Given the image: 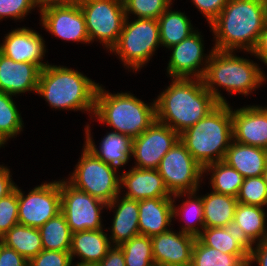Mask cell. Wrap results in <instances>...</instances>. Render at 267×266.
<instances>
[{"label": "cell", "mask_w": 267, "mask_h": 266, "mask_svg": "<svg viewBox=\"0 0 267 266\" xmlns=\"http://www.w3.org/2000/svg\"><path fill=\"white\" fill-rule=\"evenodd\" d=\"M157 96L156 120L178 134L206 117L219 103L205 88L202 79L172 78Z\"/></svg>", "instance_id": "cell-1"}, {"label": "cell", "mask_w": 267, "mask_h": 266, "mask_svg": "<svg viewBox=\"0 0 267 266\" xmlns=\"http://www.w3.org/2000/svg\"><path fill=\"white\" fill-rule=\"evenodd\" d=\"M263 0H229L209 25L215 35L214 50L252 52L264 30Z\"/></svg>", "instance_id": "cell-2"}, {"label": "cell", "mask_w": 267, "mask_h": 266, "mask_svg": "<svg viewBox=\"0 0 267 266\" xmlns=\"http://www.w3.org/2000/svg\"><path fill=\"white\" fill-rule=\"evenodd\" d=\"M98 87L99 83L78 70L48 64L40 71L37 94L55 110H83L82 112H89L95 117Z\"/></svg>", "instance_id": "cell-3"}, {"label": "cell", "mask_w": 267, "mask_h": 266, "mask_svg": "<svg viewBox=\"0 0 267 266\" xmlns=\"http://www.w3.org/2000/svg\"><path fill=\"white\" fill-rule=\"evenodd\" d=\"M250 60L236 56L235 51H212L202 81L219 104H227V100L218 87H223L231 95L247 96L264 84L263 70Z\"/></svg>", "instance_id": "cell-4"}, {"label": "cell", "mask_w": 267, "mask_h": 266, "mask_svg": "<svg viewBox=\"0 0 267 266\" xmlns=\"http://www.w3.org/2000/svg\"><path fill=\"white\" fill-rule=\"evenodd\" d=\"M179 140L202 167L223 161L233 140L231 106L219 104L206 117L179 134Z\"/></svg>", "instance_id": "cell-5"}, {"label": "cell", "mask_w": 267, "mask_h": 266, "mask_svg": "<svg viewBox=\"0 0 267 266\" xmlns=\"http://www.w3.org/2000/svg\"><path fill=\"white\" fill-rule=\"evenodd\" d=\"M143 102L130 92L112 94L99 85L94 115L97 120L132 139L138 137L156 120V103Z\"/></svg>", "instance_id": "cell-6"}, {"label": "cell", "mask_w": 267, "mask_h": 266, "mask_svg": "<svg viewBox=\"0 0 267 266\" xmlns=\"http://www.w3.org/2000/svg\"><path fill=\"white\" fill-rule=\"evenodd\" d=\"M125 18L117 44L111 49L123 62L124 67L138 71L151 59L161 45L158 19Z\"/></svg>", "instance_id": "cell-7"}, {"label": "cell", "mask_w": 267, "mask_h": 266, "mask_svg": "<svg viewBox=\"0 0 267 266\" xmlns=\"http://www.w3.org/2000/svg\"><path fill=\"white\" fill-rule=\"evenodd\" d=\"M79 160L70 179H66L70 185L106 204L113 201L122 192L120 175L113 171L108 164L102 162L85 144Z\"/></svg>", "instance_id": "cell-8"}, {"label": "cell", "mask_w": 267, "mask_h": 266, "mask_svg": "<svg viewBox=\"0 0 267 266\" xmlns=\"http://www.w3.org/2000/svg\"><path fill=\"white\" fill-rule=\"evenodd\" d=\"M90 42L99 41L110 50L117 44L125 21L121 0H79ZM98 39V40H97Z\"/></svg>", "instance_id": "cell-9"}, {"label": "cell", "mask_w": 267, "mask_h": 266, "mask_svg": "<svg viewBox=\"0 0 267 266\" xmlns=\"http://www.w3.org/2000/svg\"><path fill=\"white\" fill-rule=\"evenodd\" d=\"M157 170L171 195L198 190L204 174V167L180 140L164 155Z\"/></svg>", "instance_id": "cell-10"}, {"label": "cell", "mask_w": 267, "mask_h": 266, "mask_svg": "<svg viewBox=\"0 0 267 266\" xmlns=\"http://www.w3.org/2000/svg\"><path fill=\"white\" fill-rule=\"evenodd\" d=\"M61 213L65 216L72 233L103 229L101 211L107 204L80 191L65 179L60 180Z\"/></svg>", "instance_id": "cell-11"}, {"label": "cell", "mask_w": 267, "mask_h": 266, "mask_svg": "<svg viewBox=\"0 0 267 266\" xmlns=\"http://www.w3.org/2000/svg\"><path fill=\"white\" fill-rule=\"evenodd\" d=\"M60 212V180L41 183L27 195L18 187L19 224L39 228Z\"/></svg>", "instance_id": "cell-12"}, {"label": "cell", "mask_w": 267, "mask_h": 266, "mask_svg": "<svg viewBox=\"0 0 267 266\" xmlns=\"http://www.w3.org/2000/svg\"><path fill=\"white\" fill-rule=\"evenodd\" d=\"M179 140V134L157 120L133 139L132 157L138 169H158L161 159Z\"/></svg>", "instance_id": "cell-13"}, {"label": "cell", "mask_w": 267, "mask_h": 266, "mask_svg": "<svg viewBox=\"0 0 267 266\" xmlns=\"http://www.w3.org/2000/svg\"><path fill=\"white\" fill-rule=\"evenodd\" d=\"M202 35L195 30L191 35L173 45L168 61L167 73L172 78L202 79L214 48L210 53L204 54ZM207 55V56H206ZM204 59V60H203ZM204 64V67H203ZM202 65V66H201ZM201 67V68H200Z\"/></svg>", "instance_id": "cell-14"}, {"label": "cell", "mask_w": 267, "mask_h": 266, "mask_svg": "<svg viewBox=\"0 0 267 266\" xmlns=\"http://www.w3.org/2000/svg\"><path fill=\"white\" fill-rule=\"evenodd\" d=\"M41 24L52 35L65 41L89 43L85 17L78 2L54 6L40 12Z\"/></svg>", "instance_id": "cell-15"}, {"label": "cell", "mask_w": 267, "mask_h": 266, "mask_svg": "<svg viewBox=\"0 0 267 266\" xmlns=\"http://www.w3.org/2000/svg\"><path fill=\"white\" fill-rule=\"evenodd\" d=\"M43 37L28 27L17 28L6 34L0 44V52L15 62L36 64L41 70L49 63H44L46 45Z\"/></svg>", "instance_id": "cell-16"}, {"label": "cell", "mask_w": 267, "mask_h": 266, "mask_svg": "<svg viewBox=\"0 0 267 266\" xmlns=\"http://www.w3.org/2000/svg\"><path fill=\"white\" fill-rule=\"evenodd\" d=\"M194 236L169 230L151 237L155 266H190Z\"/></svg>", "instance_id": "cell-17"}, {"label": "cell", "mask_w": 267, "mask_h": 266, "mask_svg": "<svg viewBox=\"0 0 267 266\" xmlns=\"http://www.w3.org/2000/svg\"><path fill=\"white\" fill-rule=\"evenodd\" d=\"M233 140L267 149V112L263 106L232 109Z\"/></svg>", "instance_id": "cell-18"}, {"label": "cell", "mask_w": 267, "mask_h": 266, "mask_svg": "<svg viewBox=\"0 0 267 266\" xmlns=\"http://www.w3.org/2000/svg\"><path fill=\"white\" fill-rule=\"evenodd\" d=\"M41 69L29 62H15L0 52V92L17 95L37 93Z\"/></svg>", "instance_id": "cell-19"}, {"label": "cell", "mask_w": 267, "mask_h": 266, "mask_svg": "<svg viewBox=\"0 0 267 266\" xmlns=\"http://www.w3.org/2000/svg\"><path fill=\"white\" fill-rule=\"evenodd\" d=\"M123 187L128 190L124 197L134 200L172 198L157 169L132 167L128 172L123 171L120 176V189Z\"/></svg>", "instance_id": "cell-20"}, {"label": "cell", "mask_w": 267, "mask_h": 266, "mask_svg": "<svg viewBox=\"0 0 267 266\" xmlns=\"http://www.w3.org/2000/svg\"><path fill=\"white\" fill-rule=\"evenodd\" d=\"M197 239L206 246L233 255H249L254 247L234 220L226 227H205Z\"/></svg>", "instance_id": "cell-21"}, {"label": "cell", "mask_w": 267, "mask_h": 266, "mask_svg": "<svg viewBox=\"0 0 267 266\" xmlns=\"http://www.w3.org/2000/svg\"><path fill=\"white\" fill-rule=\"evenodd\" d=\"M85 145L93 152L102 162L108 164V166L118 172V167L126 165L132 156L133 139L130 136L123 135L117 132L107 133L101 143H99V150L91 136L90 126H85Z\"/></svg>", "instance_id": "cell-22"}, {"label": "cell", "mask_w": 267, "mask_h": 266, "mask_svg": "<svg viewBox=\"0 0 267 266\" xmlns=\"http://www.w3.org/2000/svg\"><path fill=\"white\" fill-rule=\"evenodd\" d=\"M120 196L118 194L113 201L107 204L106 208L115 210L110 229L112 233L111 236L109 235V239L113 243L112 246H120L140 234L138 200L124 196L120 199Z\"/></svg>", "instance_id": "cell-23"}, {"label": "cell", "mask_w": 267, "mask_h": 266, "mask_svg": "<svg viewBox=\"0 0 267 266\" xmlns=\"http://www.w3.org/2000/svg\"><path fill=\"white\" fill-rule=\"evenodd\" d=\"M172 202V198L138 200L140 235L152 237L170 230L168 228L174 218Z\"/></svg>", "instance_id": "cell-24"}, {"label": "cell", "mask_w": 267, "mask_h": 266, "mask_svg": "<svg viewBox=\"0 0 267 266\" xmlns=\"http://www.w3.org/2000/svg\"><path fill=\"white\" fill-rule=\"evenodd\" d=\"M223 161L244 178L262 176L267 164V149L232 140Z\"/></svg>", "instance_id": "cell-25"}, {"label": "cell", "mask_w": 267, "mask_h": 266, "mask_svg": "<svg viewBox=\"0 0 267 266\" xmlns=\"http://www.w3.org/2000/svg\"><path fill=\"white\" fill-rule=\"evenodd\" d=\"M111 247L110 239L103 229L86 230L72 233L69 253L72 261L77 256L81 259L79 263L98 264Z\"/></svg>", "instance_id": "cell-26"}, {"label": "cell", "mask_w": 267, "mask_h": 266, "mask_svg": "<svg viewBox=\"0 0 267 266\" xmlns=\"http://www.w3.org/2000/svg\"><path fill=\"white\" fill-rule=\"evenodd\" d=\"M205 227H226L234 220L236 197L211 191L202 196Z\"/></svg>", "instance_id": "cell-27"}, {"label": "cell", "mask_w": 267, "mask_h": 266, "mask_svg": "<svg viewBox=\"0 0 267 266\" xmlns=\"http://www.w3.org/2000/svg\"><path fill=\"white\" fill-rule=\"evenodd\" d=\"M171 8L170 5L158 18L161 46L166 48L179 44L195 31L185 13Z\"/></svg>", "instance_id": "cell-28"}, {"label": "cell", "mask_w": 267, "mask_h": 266, "mask_svg": "<svg viewBox=\"0 0 267 266\" xmlns=\"http://www.w3.org/2000/svg\"><path fill=\"white\" fill-rule=\"evenodd\" d=\"M196 193L197 190L193 192H180L172 195L173 217L177 218V216H183V221L188 219L187 221H185V226H183L180 231L182 233L194 236L195 238H197L200 235L201 230L205 228L202 196H196ZM184 195L187 196L188 199L182 201L183 203L181 204V206L177 207L174 204L175 200H177L176 198L179 199L180 196L183 197ZM197 225L200 227H198Z\"/></svg>", "instance_id": "cell-29"}, {"label": "cell", "mask_w": 267, "mask_h": 266, "mask_svg": "<svg viewBox=\"0 0 267 266\" xmlns=\"http://www.w3.org/2000/svg\"><path fill=\"white\" fill-rule=\"evenodd\" d=\"M6 247L14 249L21 256L30 260L43 250L38 228L16 224L0 238Z\"/></svg>", "instance_id": "cell-30"}, {"label": "cell", "mask_w": 267, "mask_h": 266, "mask_svg": "<svg viewBox=\"0 0 267 266\" xmlns=\"http://www.w3.org/2000/svg\"><path fill=\"white\" fill-rule=\"evenodd\" d=\"M266 217L263 207L238 202L234 221L253 243H260L267 241Z\"/></svg>", "instance_id": "cell-31"}, {"label": "cell", "mask_w": 267, "mask_h": 266, "mask_svg": "<svg viewBox=\"0 0 267 266\" xmlns=\"http://www.w3.org/2000/svg\"><path fill=\"white\" fill-rule=\"evenodd\" d=\"M43 250L70 251L72 232L60 212L38 228Z\"/></svg>", "instance_id": "cell-32"}, {"label": "cell", "mask_w": 267, "mask_h": 266, "mask_svg": "<svg viewBox=\"0 0 267 266\" xmlns=\"http://www.w3.org/2000/svg\"><path fill=\"white\" fill-rule=\"evenodd\" d=\"M211 172L212 191L237 197L244 177L224 161L210 163L204 167V173Z\"/></svg>", "instance_id": "cell-33"}, {"label": "cell", "mask_w": 267, "mask_h": 266, "mask_svg": "<svg viewBox=\"0 0 267 266\" xmlns=\"http://www.w3.org/2000/svg\"><path fill=\"white\" fill-rule=\"evenodd\" d=\"M249 255L223 253L202 244L197 238L193 246L191 266H248Z\"/></svg>", "instance_id": "cell-34"}, {"label": "cell", "mask_w": 267, "mask_h": 266, "mask_svg": "<svg viewBox=\"0 0 267 266\" xmlns=\"http://www.w3.org/2000/svg\"><path fill=\"white\" fill-rule=\"evenodd\" d=\"M13 95L0 92V144L3 146L9 138H15L23 131L21 113L12 98Z\"/></svg>", "instance_id": "cell-35"}, {"label": "cell", "mask_w": 267, "mask_h": 266, "mask_svg": "<svg viewBox=\"0 0 267 266\" xmlns=\"http://www.w3.org/2000/svg\"><path fill=\"white\" fill-rule=\"evenodd\" d=\"M126 266H155L151 237L137 235L120 245Z\"/></svg>", "instance_id": "cell-36"}, {"label": "cell", "mask_w": 267, "mask_h": 266, "mask_svg": "<svg viewBox=\"0 0 267 266\" xmlns=\"http://www.w3.org/2000/svg\"><path fill=\"white\" fill-rule=\"evenodd\" d=\"M236 199L242 204L265 207L267 205V184L263 177L244 178Z\"/></svg>", "instance_id": "cell-37"}, {"label": "cell", "mask_w": 267, "mask_h": 266, "mask_svg": "<svg viewBox=\"0 0 267 266\" xmlns=\"http://www.w3.org/2000/svg\"><path fill=\"white\" fill-rule=\"evenodd\" d=\"M125 16L158 19L172 5V0H124Z\"/></svg>", "instance_id": "cell-38"}, {"label": "cell", "mask_w": 267, "mask_h": 266, "mask_svg": "<svg viewBox=\"0 0 267 266\" xmlns=\"http://www.w3.org/2000/svg\"><path fill=\"white\" fill-rule=\"evenodd\" d=\"M18 224V186L0 199V238Z\"/></svg>", "instance_id": "cell-39"}, {"label": "cell", "mask_w": 267, "mask_h": 266, "mask_svg": "<svg viewBox=\"0 0 267 266\" xmlns=\"http://www.w3.org/2000/svg\"><path fill=\"white\" fill-rule=\"evenodd\" d=\"M35 7L34 0H0V20L7 17L14 20L24 19Z\"/></svg>", "instance_id": "cell-40"}, {"label": "cell", "mask_w": 267, "mask_h": 266, "mask_svg": "<svg viewBox=\"0 0 267 266\" xmlns=\"http://www.w3.org/2000/svg\"><path fill=\"white\" fill-rule=\"evenodd\" d=\"M71 262L69 251L42 250L28 260V266H70Z\"/></svg>", "instance_id": "cell-41"}, {"label": "cell", "mask_w": 267, "mask_h": 266, "mask_svg": "<svg viewBox=\"0 0 267 266\" xmlns=\"http://www.w3.org/2000/svg\"><path fill=\"white\" fill-rule=\"evenodd\" d=\"M192 3L198 8L206 21L211 24L228 3L229 0H191Z\"/></svg>", "instance_id": "cell-42"}, {"label": "cell", "mask_w": 267, "mask_h": 266, "mask_svg": "<svg viewBox=\"0 0 267 266\" xmlns=\"http://www.w3.org/2000/svg\"><path fill=\"white\" fill-rule=\"evenodd\" d=\"M0 266H28V260L0 242Z\"/></svg>", "instance_id": "cell-43"}, {"label": "cell", "mask_w": 267, "mask_h": 266, "mask_svg": "<svg viewBox=\"0 0 267 266\" xmlns=\"http://www.w3.org/2000/svg\"><path fill=\"white\" fill-rule=\"evenodd\" d=\"M97 266H126L125 258L120 246H112L106 256L98 263Z\"/></svg>", "instance_id": "cell-44"}, {"label": "cell", "mask_w": 267, "mask_h": 266, "mask_svg": "<svg viewBox=\"0 0 267 266\" xmlns=\"http://www.w3.org/2000/svg\"><path fill=\"white\" fill-rule=\"evenodd\" d=\"M10 173L11 172L8 167L0 165V199L12 193L17 186L13 182Z\"/></svg>", "instance_id": "cell-45"}, {"label": "cell", "mask_w": 267, "mask_h": 266, "mask_svg": "<svg viewBox=\"0 0 267 266\" xmlns=\"http://www.w3.org/2000/svg\"><path fill=\"white\" fill-rule=\"evenodd\" d=\"M249 253L248 266L256 262L258 266H267V241L256 243Z\"/></svg>", "instance_id": "cell-46"}, {"label": "cell", "mask_w": 267, "mask_h": 266, "mask_svg": "<svg viewBox=\"0 0 267 266\" xmlns=\"http://www.w3.org/2000/svg\"><path fill=\"white\" fill-rule=\"evenodd\" d=\"M249 53L259 60L261 59V61L267 65V24L265 25L264 30L260 33L256 47Z\"/></svg>", "instance_id": "cell-47"}, {"label": "cell", "mask_w": 267, "mask_h": 266, "mask_svg": "<svg viewBox=\"0 0 267 266\" xmlns=\"http://www.w3.org/2000/svg\"><path fill=\"white\" fill-rule=\"evenodd\" d=\"M78 1L79 0H34L36 7H39L40 9V12L49 7L69 5Z\"/></svg>", "instance_id": "cell-48"}, {"label": "cell", "mask_w": 267, "mask_h": 266, "mask_svg": "<svg viewBox=\"0 0 267 266\" xmlns=\"http://www.w3.org/2000/svg\"><path fill=\"white\" fill-rule=\"evenodd\" d=\"M70 266H97L96 264H84V263H79V261L74 265L72 262Z\"/></svg>", "instance_id": "cell-49"}, {"label": "cell", "mask_w": 267, "mask_h": 266, "mask_svg": "<svg viewBox=\"0 0 267 266\" xmlns=\"http://www.w3.org/2000/svg\"><path fill=\"white\" fill-rule=\"evenodd\" d=\"M264 182L267 184V164L262 174Z\"/></svg>", "instance_id": "cell-50"}, {"label": "cell", "mask_w": 267, "mask_h": 266, "mask_svg": "<svg viewBox=\"0 0 267 266\" xmlns=\"http://www.w3.org/2000/svg\"><path fill=\"white\" fill-rule=\"evenodd\" d=\"M264 1V9H265V22L267 24V0H263Z\"/></svg>", "instance_id": "cell-51"}]
</instances>
